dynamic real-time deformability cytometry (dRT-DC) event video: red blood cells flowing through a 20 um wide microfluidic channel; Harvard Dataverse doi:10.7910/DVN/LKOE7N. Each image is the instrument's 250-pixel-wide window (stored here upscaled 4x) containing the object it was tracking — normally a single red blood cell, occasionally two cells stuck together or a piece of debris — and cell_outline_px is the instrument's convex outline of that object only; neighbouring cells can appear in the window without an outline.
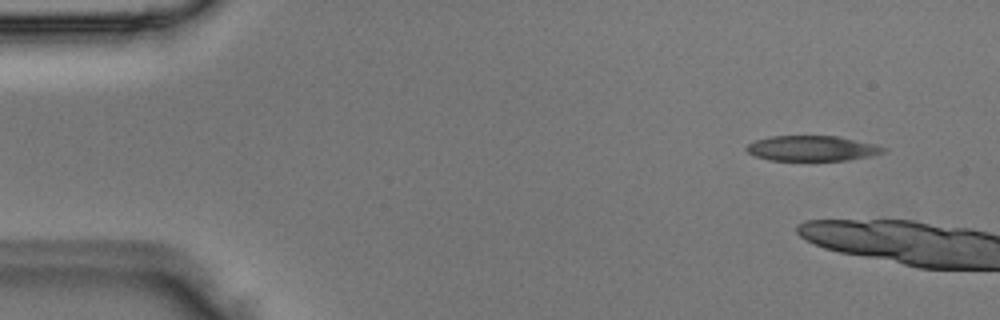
{"species": "Egyptian fruit bat (a non-hibernating species)", "species_latin": "Rousettus aegyptiacus", "temperature_condition": "room temperature", "stored_images_in_passage": 2, "camera_frame_rate_fps": 3000, "um_per_image_px": 0.085, "animal": {"sex": "male"}, "frame": {"image": 1, "passage_image": 1, "time_ms": 0.0, "image_size_px": [1000, 320], "cell_outline_px": [[888, 148], [884, 152], [872, 156], [848, 160], [768, 160], [752, 156], [744, 148], [748, 144], [756, 140], [772, 136], [836, 136], [876, 144]], "centroid_in_image_um": [69.02, 12.61], "position_along_channel_um": 16.0, "area_um2": 20.23}}